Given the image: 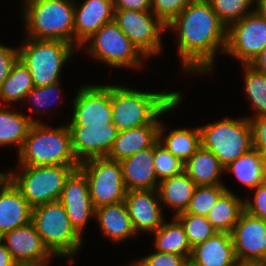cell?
<instances>
[{
    "mask_svg": "<svg viewBox=\"0 0 266 266\" xmlns=\"http://www.w3.org/2000/svg\"><path fill=\"white\" fill-rule=\"evenodd\" d=\"M36 231L54 257H72L83 245V238L71 226L66 210L60 201L41 204L32 208Z\"/></svg>",
    "mask_w": 266,
    "mask_h": 266,
    "instance_id": "obj_6",
    "label": "cell"
},
{
    "mask_svg": "<svg viewBox=\"0 0 266 266\" xmlns=\"http://www.w3.org/2000/svg\"><path fill=\"white\" fill-rule=\"evenodd\" d=\"M81 47L90 57L117 69H137L146 59L114 20L104 24Z\"/></svg>",
    "mask_w": 266,
    "mask_h": 266,
    "instance_id": "obj_9",
    "label": "cell"
},
{
    "mask_svg": "<svg viewBox=\"0 0 266 266\" xmlns=\"http://www.w3.org/2000/svg\"><path fill=\"white\" fill-rule=\"evenodd\" d=\"M225 171L234 174L239 183L253 190L266 180V159L258 150L252 148L224 167Z\"/></svg>",
    "mask_w": 266,
    "mask_h": 266,
    "instance_id": "obj_28",
    "label": "cell"
},
{
    "mask_svg": "<svg viewBox=\"0 0 266 266\" xmlns=\"http://www.w3.org/2000/svg\"><path fill=\"white\" fill-rule=\"evenodd\" d=\"M5 175L4 172H0V179Z\"/></svg>",
    "mask_w": 266,
    "mask_h": 266,
    "instance_id": "obj_51",
    "label": "cell"
},
{
    "mask_svg": "<svg viewBox=\"0 0 266 266\" xmlns=\"http://www.w3.org/2000/svg\"><path fill=\"white\" fill-rule=\"evenodd\" d=\"M78 169L86 176L95 209L124 201L127 189L119 161L93 158L80 163Z\"/></svg>",
    "mask_w": 266,
    "mask_h": 266,
    "instance_id": "obj_10",
    "label": "cell"
},
{
    "mask_svg": "<svg viewBox=\"0 0 266 266\" xmlns=\"http://www.w3.org/2000/svg\"><path fill=\"white\" fill-rule=\"evenodd\" d=\"M193 1L195 0H151V11L167 25Z\"/></svg>",
    "mask_w": 266,
    "mask_h": 266,
    "instance_id": "obj_39",
    "label": "cell"
},
{
    "mask_svg": "<svg viewBox=\"0 0 266 266\" xmlns=\"http://www.w3.org/2000/svg\"><path fill=\"white\" fill-rule=\"evenodd\" d=\"M0 105V147L16 146L17 153L23 146L33 123H41L40 119L26 116L23 113L10 110L6 105Z\"/></svg>",
    "mask_w": 266,
    "mask_h": 266,
    "instance_id": "obj_27",
    "label": "cell"
},
{
    "mask_svg": "<svg viewBox=\"0 0 266 266\" xmlns=\"http://www.w3.org/2000/svg\"><path fill=\"white\" fill-rule=\"evenodd\" d=\"M15 263L10 252L0 240V266H13Z\"/></svg>",
    "mask_w": 266,
    "mask_h": 266,
    "instance_id": "obj_46",
    "label": "cell"
},
{
    "mask_svg": "<svg viewBox=\"0 0 266 266\" xmlns=\"http://www.w3.org/2000/svg\"><path fill=\"white\" fill-rule=\"evenodd\" d=\"M32 208L21 191L4 175L0 179V237L31 222Z\"/></svg>",
    "mask_w": 266,
    "mask_h": 266,
    "instance_id": "obj_20",
    "label": "cell"
},
{
    "mask_svg": "<svg viewBox=\"0 0 266 266\" xmlns=\"http://www.w3.org/2000/svg\"><path fill=\"white\" fill-rule=\"evenodd\" d=\"M230 234L239 264L266 265V220L244 210Z\"/></svg>",
    "mask_w": 266,
    "mask_h": 266,
    "instance_id": "obj_13",
    "label": "cell"
},
{
    "mask_svg": "<svg viewBox=\"0 0 266 266\" xmlns=\"http://www.w3.org/2000/svg\"><path fill=\"white\" fill-rule=\"evenodd\" d=\"M255 10L266 19V0H255Z\"/></svg>",
    "mask_w": 266,
    "mask_h": 266,
    "instance_id": "obj_47",
    "label": "cell"
},
{
    "mask_svg": "<svg viewBox=\"0 0 266 266\" xmlns=\"http://www.w3.org/2000/svg\"><path fill=\"white\" fill-rule=\"evenodd\" d=\"M159 126L160 124H146L119 131L107 157L120 162L138 151L153 147L158 142Z\"/></svg>",
    "mask_w": 266,
    "mask_h": 266,
    "instance_id": "obj_23",
    "label": "cell"
},
{
    "mask_svg": "<svg viewBox=\"0 0 266 266\" xmlns=\"http://www.w3.org/2000/svg\"><path fill=\"white\" fill-rule=\"evenodd\" d=\"M17 171L9 170L5 175L21 191L32 206L59 201L70 175L79 165H19Z\"/></svg>",
    "mask_w": 266,
    "mask_h": 266,
    "instance_id": "obj_5",
    "label": "cell"
},
{
    "mask_svg": "<svg viewBox=\"0 0 266 266\" xmlns=\"http://www.w3.org/2000/svg\"><path fill=\"white\" fill-rule=\"evenodd\" d=\"M181 92H148L111 84L112 123L118 131L160 124L163 114L182 103Z\"/></svg>",
    "mask_w": 266,
    "mask_h": 266,
    "instance_id": "obj_2",
    "label": "cell"
},
{
    "mask_svg": "<svg viewBox=\"0 0 266 266\" xmlns=\"http://www.w3.org/2000/svg\"><path fill=\"white\" fill-rule=\"evenodd\" d=\"M238 264L231 234L216 232L209 239L195 245L189 266H236Z\"/></svg>",
    "mask_w": 266,
    "mask_h": 266,
    "instance_id": "obj_21",
    "label": "cell"
},
{
    "mask_svg": "<svg viewBox=\"0 0 266 266\" xmlns=\"http://www.w3.org/2000/svg\"><path fill=\"white\" fill-rule=\"evenodd\" d=\"M23 3L24 37L62 40L75 46V0H24Z\"/></svg>",
    "mask_w": 266,
    "mask_h": 266,
    "instance_id": "obj_3",
    "label": "cell"
},
{
    "mask_svg": "<svg viewBox=\"0 0 266 266\" xmlns=\"http://www.w3.org/2000/svg\"><path fill=\"white\" fill-rule=\"evenodd\" d=\"M173 221L163 224L151 234H154L155 251L172 253L184 256L188 261L191 256L192 248L188 243L184 228L181 222L173 215Z\"/></svg>",
    "mask_w": 266,
    "mask_h": 266,
    "instance_id": "obj_31",
    "label": "cell"
},
{
    "mask_svg": "<svg viewBox=\"0 0 266 266\" xmlns=\"http://www.w3.org/2000/svg\"><path fill=\"white\" fill-rule=\"evenodd\" d=\"M66 210L71 226L83 237L88 220L95 216L86 176L76 169L67 179L59 200Z\"/></svg>",
    "mask_w": 266,
    "mask_h": 266,
    "instance_id": "obj_16",
    "label": "cell"
},
{
    "mask_svg": "<svg viewBox=\"0 0 266 266\" xmlns=\"http://www.w3.org/2000/svg\"><path fill=\"white\" fill-rule=\"evenodd\" d=\"M124 203L135 232H154L165 221L157 189L129 190Z\"/></svg>",
    "mask_w": 266,
    "mask_h": 266,
    "instance_id": "obj_18",
    "label": "cell"
},
{
    "mask_svg": "<svg viewBox=\"0 0 266 266\" xmlns=\"http://www.w3.org/2000/svg\"><path fill=\"white\" fill-rule=\"evenodd\" d=\"M133 263L132 264H129L128 266H145L144 263L138 259L136 261H132Z\"/></svg>",
    "mask_w": 266,
    "mask_h": 266,
    "instance_id": "obj_49",
    "label": "cell"
},
{
    "mask_svg": "<svg viewBox=\"0 0 266 266\" xmlns=\"http://www.w3.org/2000/svg\"><path fill=\"white\" fill-rule=\"evenodd\" d=\"M18 60V48L4 46L0 43V86L7 78L13 64Z\"/></svg>",
    "mask_w": 266,
    "mask_h": 266,
    "instance_id": "obj_43",
    "label": "cell"
},
{
    "mask_svg": "<svg viewBox=\"0 0 266 266\" xmlns=\"http://www.w3.org/2000/svg\"><path fill=\"white\" fill-rule=\"evenodd\" d=\"M0 240L16 263H41L48 266L54 257L44 245L32 222L4 233Z\"/></svg>",
    "mask_w": 266,
    "mask_h": 266,
    "instance_id": "obj_17",
    "label": "cell"
},
{
    "mask_svg": "<svg viewBox=\"0 0 266 266\" xmlns=\"http://www.w3.org/2000/svg\"><path fill=\"white\" fill-rule=\"evenodd\" d=\"M94 218L102 234L112 243L125 241L137 235L124 201L97 208Z\"/></svg>",
    "mask_w": 266,
    "mask_h": 266,
    "instance_id": "obj_24",
    "label": "cell"
},
{
    "mask_svg": "<svg viewBox=\"0 0 266 266\" xmlns=\"http://www.w3.org/2000/svg\"><path fill=\"white\" fill-rule=\"evenodd\" d=\"M196 186L184 171L164 179L159 182L157 188L160 202L164 207L166 205L174 209V215L184 212L190 204Z\"/></svg>",
    "mask_w": 266,
    "mask_h": 266,
    "instance_id": "obj_25",
    "label": "cell"
},
{
    "mask_svg": "<svg viewBox=\"0 0 266 266\" xmlns=\"http://www.w3.org/2000/svg\"><path fill=\"white\" fill-rule=\"evenodd\" d=\"M76 1L74 4L75 47L81 48V45L104 24L113 21L114 3L113 0H85L82 4Z\"/></svg>",
    "mask_w": 266,
    "mask_h": 266,
    "instance_id": "obj_19",
    "label": "cell"
},
{
    "mask_svg": "<svg viewBox=\"0 0 266 266\" xmlns=\"http://www.w3.org/2000/svg\"><path fill=\"white\" fill-rule=\"evenodd\" d=\"M73 113L67 126H89L112 122L111 84L81 86L73 99Z\"/></svg>",
    "mask_w": 266,
    "mask_h": 266,
    "instance_id": "obj_14",
    "label": "cell"
},
{
    "mask_svg": "<svg viewBox=\"0 0 266 266\" xmlns=\"http://www.w3.org/2000/svg\"><path fill=\"white\" fill-rule=\"evenodd\" d=\"M166 29L178 34V55L184 73L211 74L216 54L225 52L227 26L216 15L210 1L191 2Z\"/></svg>",
    "mask_w": 266,
    "mask_h": 266,
    "instance_id": "obj_1",
    "label": "cell"
},
{
    "mask_svg": "<svg viewBox=\"0 0 266 266\" xmlns=\"http://www.w3.org/2000/svg\"><path fill=\"white\" fill-rule=\"evenodd\" d=\"M145 266H189V261L181 255L155 251L140 258Z\"/></svg>",
    "mask_w": 266,
    "mask_h": 266,
    "instance_id": "obj_41",
    "label": "cell"
},
{
    "mask_svg": "<svg viewBox=\"0 0 266 266\" xmlns=\"http://www.w3.org/2000/svg\"><path fill=\"white\" fill-rule=\"evenodd\" d=\"M72 149L79 163L93 158L107 157L117 138V127L111 123L68 126Z\"/></svg>",
    "mask_w": 266,
    "mask_h": 266,
    "instance_id": "obj_15",
    "label": "cell"
},
{
    "mask_svg": "<svg viewBox=\"0 0 266 266\" xmlns=\"http://www.w3.org/2000/svg\"><path fill=\"white\" fill-rule=\"evenodd\" d=\"M114 9L151 11V0H113Z\"/></svg>",
    "mask_w": 266,
    "mask_h": 266,
    "instance_id": "obj_44",
    "label": "cell"
},
{
    "mask_svg": "<svg viewBox=\"0 0 266 266\" xmlns=\"http://www.w3.org/2000/svg\"><path fill=\"white\" fill-rule=\"evenodd\" d=\"M13 266H45L41 263H25V262H17Z\"/></svg>",
    "mask_w": 266,
    "mask_h": 266,
    "instance_id": "obj_48",
    "label": "cell"
},
{
    "mask_svg": "<svg viewBox=\"0 0 266 266\" xmlns=\"http://www.w3.org/2000/svg\"><path fill=\"white\" fill-rule=\"evenodd\" d=\"M34 87L33 78L25 64L18 58L9 75L0 86V105L24 101Z\"/></svg>",
    "mask_w": 266,
    "mask_h": 266,
    "instance_id": "obj_32",
    "label": "cell"
},
{
    "mask_svg": "<svg viewBox=\"0 0 266 266\" xmlns=\"http://www.w3.org/2000/svg\"><path fill=\"white\" fill-rule=\"evenodd\" d=\"M225 188L227 190L219 197L206 218L217 232L231 233L244 211V200L228 187Z\"/></svg>",
    "mask_w": 266,
    "mask_h": 266,
    "instance_id": "obj_30",
    "label": "cell"
},
{
    "mask_svg": "<svg viewBox=\"0 0 266 266\" xmlns=\"http://www.w3.org/2000/svg\"><path fill=\"white\" fill-rule=\"evenodd\" d=\"M244 67L245 96L254 109V115L247 117L249 120L266 115V74L258 72L249 64Z\"/></svg>",
    "mask_w": 266,
    "mask_h": 266,
    "instance_id": "obj_33",
    "label": "cell"
},
{
    "mask_svg": "<svg viewBox=\"0 0 266 266\" xmlns=\"http://www.w3.org/2000/svg\"><path fill=\"white\" fill-rule=\"evenodd\" d=\"M174 216L181 222L191 248L217 232L204 216L188 214L185 211Z\"/></svg>",
    "mask_w": 266,
    "mask_h": 266,
    "instance_id": "obj_34",
    "label": "cell"
},
{
    "mask_svg": "<svg viewBox=\"0 0 266 266\" xmlns=\"http://www.w3.org/2000/svg\"><path fill=\"white\" fill-rule=\"evenodd\" d=\"M164 127L160 123L158 142L183 163L201 147V133L198 126L194 129H173L168 135Z\"/></svg>",
    "mask_w": 266,
    "mask_h": 266,
    "instance_id": "obj_29",
    "label": "cell"
},
{
    "mask_svg": "<svg viewBox=\"0 0 266 266\" xmlns=\"http://www.w3.org/2000/svg\"><path fill=\"white\" fill-rule=\"evenodd\" d=\"M17 165H79L74 155L71 134L67 125L50 128L47 124L33 123L17 153Z\"/></svg>",
    "mask_w": 266,
    "mask_h": 266,
    "instance_id": "obj_4",
    "label": "cell"
},
{
    "mask_svg": "<svg viewBox=\"0 0 266 266\" xmlns=\"http://www.w3.org/2000/svg\"><path fill=\"white\" fill-rule=\"evenodd\" d=\"M154 146L138 151L120 161L125 187L129 190L157 189L159 181L154 168Z\"/></svg>",
    "mask_w": 266,
    "mask_h": 266,
    "instance_id": "obj_22",
    "label": "cell"
},
{
    "mask_svg": "<svg viewBox=\"0 0 266 266\" xmlns=\"http://www.w3.org/2000/svg\"><path fill=\"white\" fill-rule=\"evenodd\" d=\"M183 171L196 185L224 184L220 179L224 167L218 158L202 146L184 163Z\"/></svg>",
    "mask_w": 266,
    "mask_h": 266,
    "instance_id": "obj_26",
    "label": "cell"
},
{
    "mask_svg": "<svg viewBox=\"0 0 266 266\" xmlns=\"http://www.w3.org/2000/svg\"><path fill=\"white\" fill-rule=\"evenodd\" d=\"M18 47V58L25 64L33 78L34 87L58 82L61 70L69 62L76 47L62 40L25 37Z\"/></svg>",
    "mask_w": 266,
    "mask_h": 266,
    "instance_id": "obj_7",
    "label": "cell"
},
{
    "mask_svg": "<svg viewBox=\"0 0 266 266\" xmlns=\"http://www.w3.org/2000/svg\"><path fill=\"white\" fill-rule=\"evenodd\" d=\"M201 146L211 151L223 167L253 148L252 127L246 118H223L199 126Z\"/></svg>",
    "mask_w": 266,
    "mask_h": 266,
    "instance_id": "obj_8",
    "label": "cell"
},
{
    "mask_svg": "<svg viewBox=\"0 0 266 266\" xmlns=\"http://www.w3.org/2000/svg\"><path fill=\"white\" fill-rule=\"evenodd\" d=\"M248 64L258 72L266 74V47Z\"/></svg>",
    "mask_w": 266,
    "mask_h": 266,
    "instance_id": "obj_45",
    "label": "cell"
},
{
    "mask_svg": "<svg viewBox=\"0 0 266 266\" xmlns=\"http://www.w3.org/2000/svg\"><path fill=\"white\" fill-rule=\"evenodd\" d=\"M214 12L228 27L231 23L241 20L253 10L255 0H209ZM250 9V10H249Z\"/></svg>",
    "mask_w": 266,
    "mask_h": 266,
    "instance_id": "obj_36",
    "label": "cell"
},
{
    "mask_svg": "<svg viewBox=\"0 0 266 266\" xmlns=\"http://www.w3.org/2000/svg\"><path fill=\"white\" fill-rule=\"evenodd\" d=\"M154 168L159 182L180 174L183 171L184 163L172 155L161 143L154 145Z\"/></svg>",
    "mask_w": 266,
    "mask_h": 266,
    "instance_id": "obj_37",
    "label": "cell"
},
{
    "mask_svg": "<svg viewBox=\"0 0 266 266\" xmlns=\"http://www.w3.org/2000/svg\"><path fill=\"white\" fill-rule=\"evenodd\" d=\"M113 20L146 58L162 52L161 38L167 29L152 11L114 9Z\"/></svg>",
    "mask_w": 266,
    "mask_h": 266,
    "instance_id": "obj_11",
    "label": "cell"
},
{
    "mask_svg": "<svg viewBox=\"0 0 266 266\" xmlns=\"http://www.w3.org/2000/svg\"><path fill=\"white\" fill-rule=\"evenodd\" d=\"M225 184L197 185L186 213L206 217L219 197L227 190Z\"/></svg>",
    "mask_w": 266,
    "mask_h": 266,
    "instance_id": "obj_35",
    "label": "cell"
},
{
    "mask_svg": "<svg viewBox=\"0 0 266 266\" xmlns=\"http://www.w3.org/2000/svg\"><path fill=\"white\" fill-rule=\"evenodd\" d=\"M252 198L247 197L244 200V210L261 219L266 220V180L258 185Z\"/></svg>",
    "mask_w": 266,
    "mask_h": 266,
    "instance_id": "obj_40",
    "label": "cell"
},
{
    "mask_svg": "<svg viewBox=\"0 0 266 266\" xmlns=\"http://www.w3.org/2000/svg\"><path fill=\"white\" fill-rule=\"evenodd\" d=\"M249 121L252 127L253 148L266 159V115L255 117Z\"/></svg>",
    "mask_w": 266,
    "mask_h": 266,
    "instance_id": "obj_42",
    "label": "cell"
},
{
    "mask_svg": "<svg viewBox=\"0 0 266 266\" xmlns=\"http://www.w3.org/2000/svg\"><path fill=\"white\" fill-rule=\"evenodd\" d=\"M239 266H266V265H242V264H239Z\"/></svg>",
    "mask_w": 266,
    "mask_h": 266,
    "instance_id": "obj_50",
    "label": "cell"
},
{
    "mask_svg": "<svg viewBox=\"0 0 266 266\" xmlns=\"http://www.w3.org/2000/svg\"><path fill=\"white\" fill-rule=\"evenodd\" d=\"M266 47V19L253 8L241 20L227 27L225 52L241 64H248Z\"/></svg>",
    "mask_w": 266,
    "mask_h": 266,
    "instance_id": "obj_12",
    "label": "cell"
},
{
    "mask_svg": "<svg viewBox=\"0 0 266 266\" xmlns=\"http://www.w3.org/2000/svg\"><path fill=\"white\" fill-rule=\"evenodd\" d=\"M60 83L55 82L47 86L42 87H33L29 93L26 95L25 99L26 101H29L28 104H30V108L28 110L32 111L34 110V114L37 112L38 114H46V109L49 108L52 104L53 100H60L61 97V89H60ZM58 93V94H57ZM58 97V98H57ZM54 98V99H53ZM56 100V102L58 101ZM55 104V101H54ZM35 107V108H34Z\"/></svg>",
    "mask_w": 266,
    "mask_h": 266,
    "instance_id": "obj_38",
    "label": "cell"
}]
</instances>
